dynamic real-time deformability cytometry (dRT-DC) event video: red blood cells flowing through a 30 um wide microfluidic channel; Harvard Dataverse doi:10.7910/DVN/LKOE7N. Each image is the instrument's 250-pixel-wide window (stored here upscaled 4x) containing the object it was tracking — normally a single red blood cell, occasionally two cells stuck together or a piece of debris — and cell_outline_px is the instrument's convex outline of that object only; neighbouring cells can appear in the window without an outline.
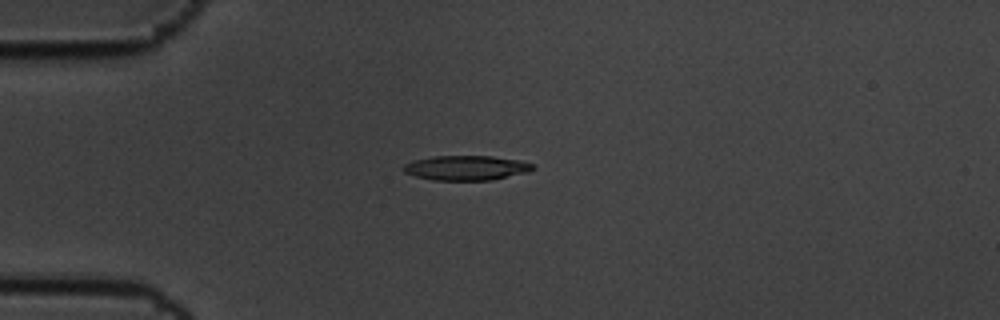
{"species": "common noctule bat (a hibernating species)", "species_latin": "Nyctalus noctula", "temperature_condition": "cold", "stored_images_in_passage": 6, "camera_frame_rate_fps": 3000, "um_per_image_px": 0.085, "animal": {"sex": "male", "body_mass_g": 19.5, "forearm_length_mm": 54.6}, "frame": {"image": 1, "passage_image": 1, "time_ms": 0.0, "image_size_px": [1000, 320], "cell_outline_px": [[536, 168], [528, 172], [492, 180], [432, 180], [416, 176], [404, 172], [404, 164], [412, 160], [432, 156], [492, 156], [520, 160], [532, 164]], "centroid_in_image_um": [39.64, 14.26], "position_along_channel_um": 45.4, "area_um2": 18.67}}
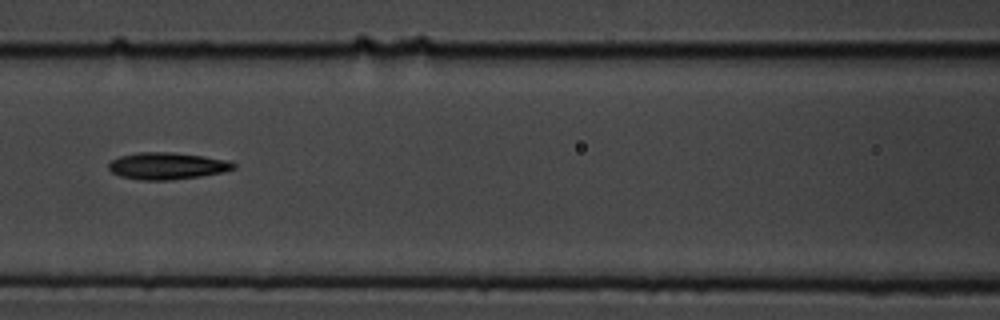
{"frame": {"image": 2, "passage_image": 4, "time_ms": 1.0, "image_size_px": [1000, 320], "cell_outline_px": [[236, 168], [224, 172], [200, 176], [168, 180], [140, 180], [120, 176], [112, 172], [108, 168], [108, 164], [112, 160], [120, 156], [136, 152], [172, 152], [204, 156], [232, 160], [236, 164]], "centroid_in_image_um": [14.24, 14.09], "position_along_channel_um": 152.4, "area_um2": 19.77}}
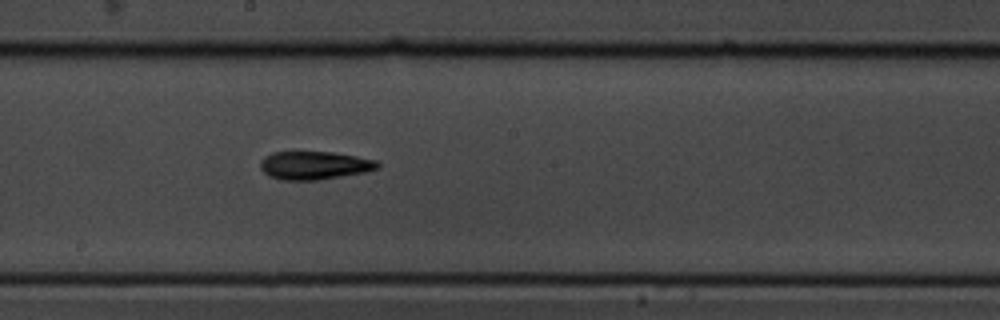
{"frame": {"image": 3, "passage_image": 6, "time_ms": 1.667, "image_size_px": [1000, 320], "cell_outline_px": [[380, 168], [368, 172], [320, 180], [280, 180], [268, 176], [260, 168], [260, 160], [264, 156], [272, 152], [332, 152], [356, 156], [376, 160], [380, 164]], "centroid_in_image_um": [26.73, 14.07], "position_along_channel_um": 221.5, "area_um2": 19.59}}